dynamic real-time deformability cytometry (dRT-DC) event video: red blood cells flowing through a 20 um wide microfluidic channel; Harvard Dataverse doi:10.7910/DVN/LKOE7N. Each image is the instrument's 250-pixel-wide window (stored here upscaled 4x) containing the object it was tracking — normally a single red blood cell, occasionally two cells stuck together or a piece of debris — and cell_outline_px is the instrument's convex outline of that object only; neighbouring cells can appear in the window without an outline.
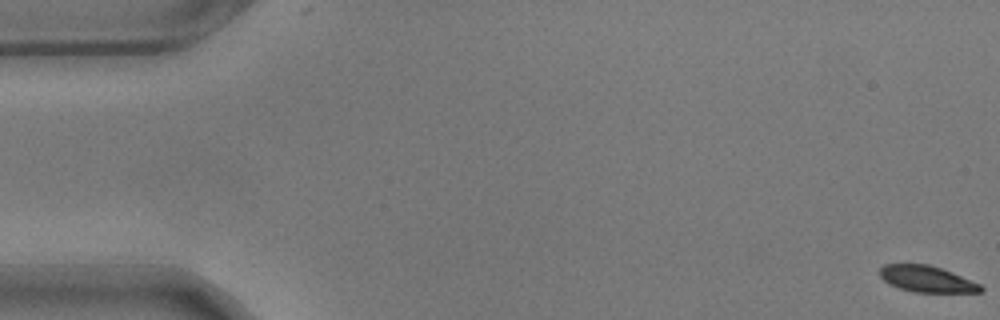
{"species": "common noctule bat (a hibernating species)", "species_latin": "Nyctalus noctula", "temperature_condition": "warm", "stored_images_in_passage": 14, "camera_frame_rate_fps": 3000, "um_per_image_px": 0.085, "animal": {"sex": "male", "body_mass_g": 17.9}, "frame": {"image": 1, "passage_image": 1, "time_ms": 0.0, "image_size_px": [1000, 320], "cell_outline_px": [[984, 292], [912, 292], [888, 284], [880, 276], [880, 268], [884, 264], [928, 264], [952, 272], [980, 284], [984, 288]], "centroid_in_image_um": [78.78, 23.72], "position_along_channel_um": 6.2, "area_um2": 15.43}}